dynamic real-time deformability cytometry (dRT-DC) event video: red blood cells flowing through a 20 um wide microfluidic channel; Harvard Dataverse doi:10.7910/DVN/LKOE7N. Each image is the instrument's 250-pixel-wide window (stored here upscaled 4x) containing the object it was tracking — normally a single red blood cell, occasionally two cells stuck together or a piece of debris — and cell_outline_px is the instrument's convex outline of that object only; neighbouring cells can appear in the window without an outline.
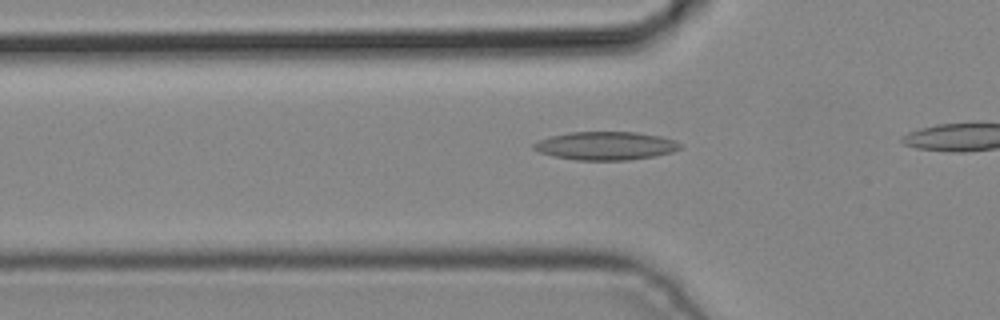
{"species": "common noctule bat (a hibernating species)", "species_latin": "Nyctalus noctula", "temperature_condition": "cold", "stored_images_in_passage": 5, "camera_frame_rate_fps": 3000, "um_per_image_px": 0.085, "animal": {"sex": "male", "body_mass_g": 19.2, "forearm_length_mm": 51.8}, "frame": {"image": 1, "passage_image": 5, "time_ms": 1.333, "image_size_px": [1000, 320], "cell_outline_px": [[684, 144], [680, 148], [672, 152], [656, 156], [628, 160], [576, 160], [556, 156], [540, 152], [532, 148], [532, 144], [536, 140], [568, 132], [636, 132], [660, 136], [676, 140]], "centroid_in_image_um": [51.51, 12.39], "position_along_channel_um": 74.3, "area_um2": 24.28}}